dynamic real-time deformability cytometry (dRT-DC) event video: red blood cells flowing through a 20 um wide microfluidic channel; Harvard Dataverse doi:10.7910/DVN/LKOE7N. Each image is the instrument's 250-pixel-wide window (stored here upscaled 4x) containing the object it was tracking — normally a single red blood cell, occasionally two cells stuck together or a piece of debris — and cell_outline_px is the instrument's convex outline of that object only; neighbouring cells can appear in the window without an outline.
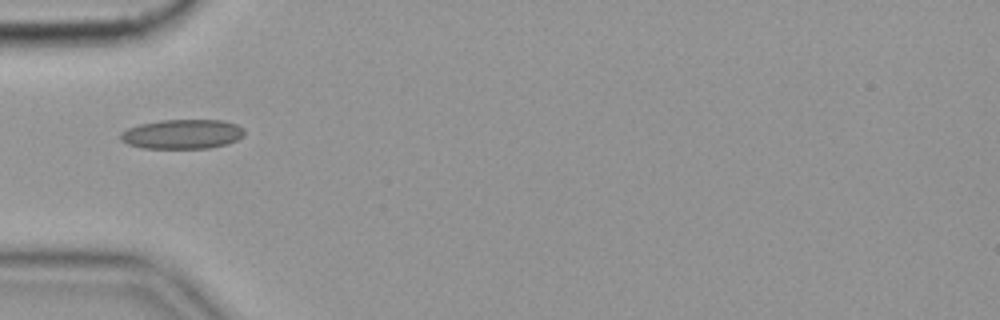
{"species": "common noctule bat (a hibernating species)", "species_latin": "Nyctalus noctula", "temperature_condition": "cold", "stored_images_in_passage": 18, "camera_frame_rate_fps": 3000, "um_per_image_px": 0.085, "animal": {"sex": "female", "body_mass_g": 19.9}, "frame": {"image": 1, "passage_image": 1, "time_ms": 0.0, "image_size_px": [1000, 320], "cell_outline_px": [[244, 136], [228, 144], [208, 148], [140, 148], [128, 144], [120, 140], [120, 132], [128, 128], [140, 124], [160, 120], [224, 120], [236, 124], [244, 128]], "centroid_in_image_um": [15.5, 11.4], "position_along_channel_um": 69.5, "area_um2": 21.44}}
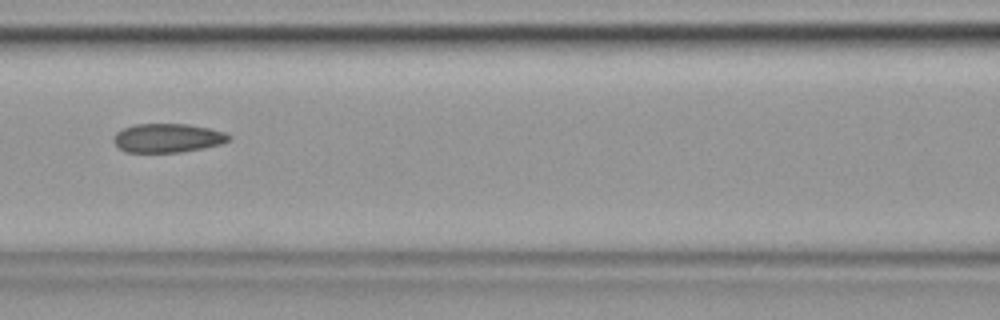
{"frame": {"image": 2, "passage_image": 8, "time_ms": 2.333, "image_size_px": [1000, 320], "cell_outline_px": [[232, 136], [228, 140], [220, 144], [204, 148], [180, 152], [124, 152], [112, 140], [112, 136], [116, 132], [124, 128], [136, 124], [188, 124], [208, 128], [224, 132]], "centroid_in_image_um": [14.22, 11.73], "position_along_channel_um": 152.4, "area_um2": 19.36}}